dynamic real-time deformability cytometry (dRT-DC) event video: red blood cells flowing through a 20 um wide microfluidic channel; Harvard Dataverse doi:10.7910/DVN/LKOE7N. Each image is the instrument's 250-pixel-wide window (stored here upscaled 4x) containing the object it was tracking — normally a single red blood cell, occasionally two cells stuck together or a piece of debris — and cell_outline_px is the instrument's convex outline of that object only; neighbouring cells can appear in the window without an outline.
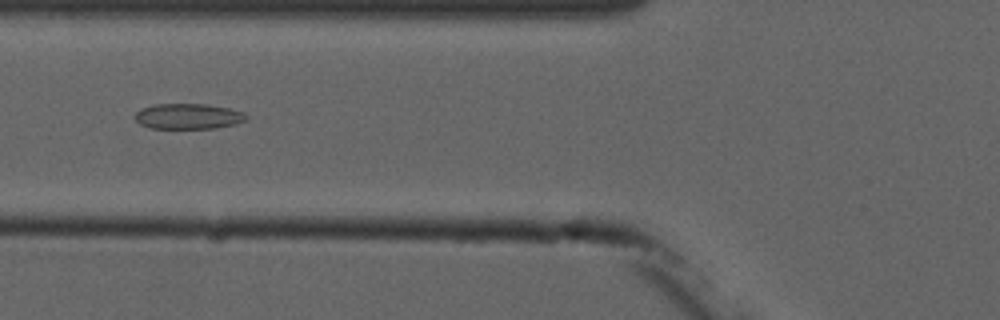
{"species": "common noctule bat (a hibernating species)", "species_latin": "Nyctalus noctula", "temperature_condition": "cold", "stored_images_in_passage": 7, "camera_frame_rate_fps": 3000, "um_per_image_px": 0.085, "animal": {"sex": "male", "forearm_length_mm": 52.5}, "frame": {"image": 1, "passage_image": 5, "time_ms": 5.667, "image_size_px": [1000, 320], "cell_outline_px": [[248, 120], [236, 124], [216, 128], [152, 128], [140, 124], [136, 120], [136, 112], [140, 108], [156, 104], [204, 104], [228, 108], [244, 112], [248, 116]], "centroid_in_image_um": [16.03, 9.88], "position_along_channel_um": 109.8, "area_um2": 16.53}}
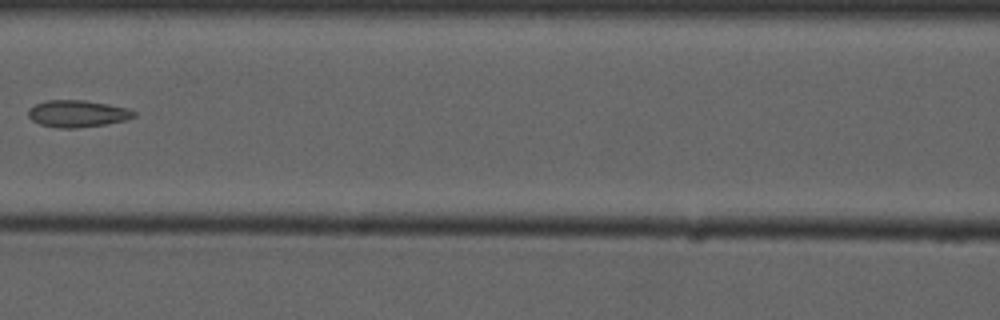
{"frame": {"image": 2, "passage_image": 6, "time_ms": 7.0, "image_size_px": [1000, 320], "cell_outline_px": [[136, 116], [124, 120], [104, 124], [76, 128], [56, 128], [40, 124], [32, 120], [28, 116], [28, 108], [36, 104], [48, 100], [84, 100], [108, 104], [128, 108], [136, 112]], "centroid_in_image_um": [6.56, 9.66], "position_along_channel_um": 160.0, "area_um2": 16.53}}
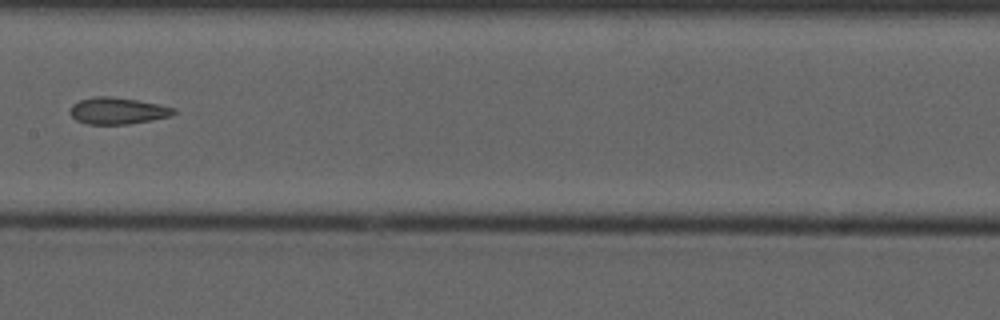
{"frame": {"image": 3, "passage_image": 7, "time_ms": 8.0, "image_size_px": [1000, 320], "cell_outline_px": [[176, 112], [172, 116], [152, 120], [128, 124], [88, 124], [76, 120], [68, 112], [72, 104], [80, 100], [92, 96], [112, 96], [136, 100], [156, 104], [172, 108]], "centroid_in_image_um": [9.94, 9.42], "position_along_channel_um": 197.5, "area_um2": 16.07}}